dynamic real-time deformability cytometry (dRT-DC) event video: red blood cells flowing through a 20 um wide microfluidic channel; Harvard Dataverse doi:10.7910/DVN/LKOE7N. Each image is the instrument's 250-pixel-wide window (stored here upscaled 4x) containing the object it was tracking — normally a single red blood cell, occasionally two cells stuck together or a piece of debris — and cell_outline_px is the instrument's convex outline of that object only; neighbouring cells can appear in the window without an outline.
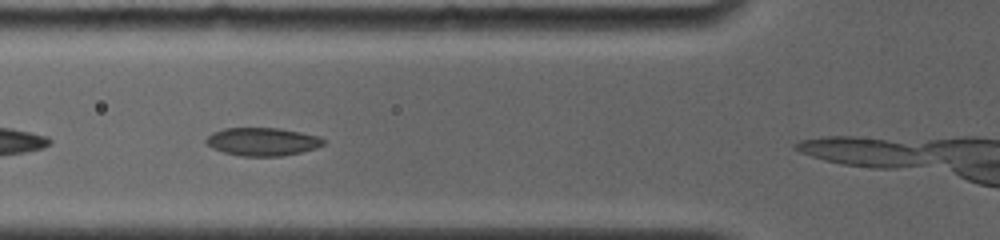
{"species": "common noctule bat (a hibernating species)", "species_latin": "Nyctalus noctula", "temperature_condition": "room temperature", "stored_images_in_passage": 10, "camera_frame_rate_fps": 4000, "um_per_image_px": 0.085, "animal": {"sex": "female", "body_mass_g": 19.0, "forearm_length_mm": 56.7}, "frame": {"image": 1, "passage_image": 4, "time_ms": 1.75, "image_size_px": [1000, 240], "cell_outline_px": [[324, 144], [316, 148], [300, 152], [280, 156], [240, 156], [224, 152], [212, 148], [204, 140], [212, 132], [224, 128], [280, 128], [320, 136], [324, 140]], "centroid_in_image_um": [22.3, 12.03], "position_along_channel_um": 103.5, "area_um2": 19.19}}
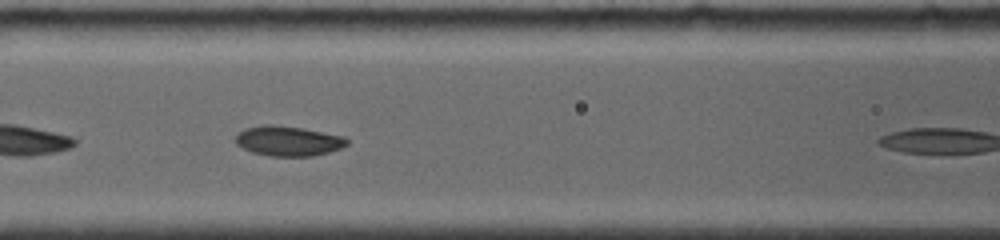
{"frame": {"image": 2, "passage_image": 7, "time_ms": 2.75, "image_size_px": [1000, 240], "cell_outline_px": [[348, 144], [340, 148], [328, 152], [312, 156], [268, 156], [252, 152], [236, 144], [236, 136], [244, 128], [264, 124], [276, 124], [304, 128], [344, 136], [348, 140]], "centroid_in_image_um": [24.5, 11.97], "position_along_channel_um": 142.1, "area_um2": 19.54}}